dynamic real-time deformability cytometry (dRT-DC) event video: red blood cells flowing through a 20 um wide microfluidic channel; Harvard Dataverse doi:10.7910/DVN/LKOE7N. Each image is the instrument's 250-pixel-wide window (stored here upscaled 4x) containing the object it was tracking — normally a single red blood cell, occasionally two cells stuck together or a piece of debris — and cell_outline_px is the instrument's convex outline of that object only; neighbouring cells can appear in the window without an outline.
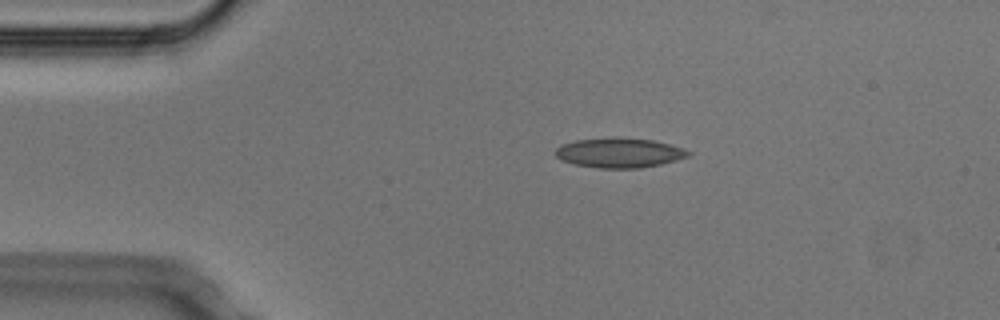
{"species": "Egyptian fruit bat (a non-hibernating species)", "species_latin": "Rousettus aegyptiacus", "temperature_condition": "cold", "stored_images_in_passage": 3, "camera_frame_rate_fps": 3000, "um_per_image_px": 0.085, "animal": {"sex": "male"}, "frame": {"image": 1, "passage_image": 2, "time_ms": 0.333, "image_size_px": [1000, 320], "cell_outline_px": [[692, 152], [688, 156], [676, 160], [660, 164], [640, 168], [600, 168], [576, 164], [564, 160], [556, 156], [556, 148], [564, 144], [576, 140], [616, 136], [620, 136], [652, 140], [684, 148]], "centroid_in_image_um": [52.68, 12.97], "position_along_channel_um": 32.3, "area_um2": 22.95}}